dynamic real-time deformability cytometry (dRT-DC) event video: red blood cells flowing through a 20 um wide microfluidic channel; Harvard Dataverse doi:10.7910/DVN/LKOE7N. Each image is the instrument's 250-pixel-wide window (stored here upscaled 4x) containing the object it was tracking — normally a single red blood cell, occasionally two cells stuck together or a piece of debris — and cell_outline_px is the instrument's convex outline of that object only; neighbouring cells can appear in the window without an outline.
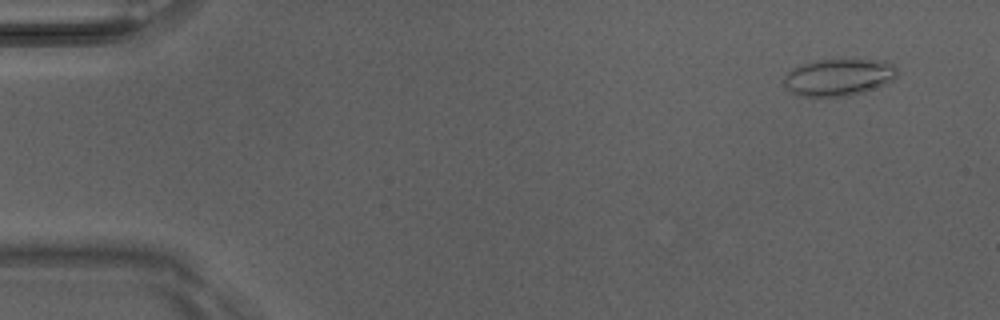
{"species": "Egyptian fruit bat (a non-hibernating species)", "species_latin": "Rousettus aegyptiacus", "temperature_condition": "room temperature", "stored_images_in_passage": 5, "camera_frame_rate_fps": 3000, "um_per_image_px": 0.085, "animal": {"sex": "male"}, "frame": {"image": 1, "passage_image": 1, "time_ms": 0.0, "image_size_px": [1000, 320], "cell_outline_px": [[896, 76], [892, 80], [884, 84], [864, 92], [852, 96], [800, 96], [784, 88], [784, 76], [792, 68], [800, 64], [816, 60], [852, 56], [884, 60], [892, 64], [896, 68]], "centroid_in_image_um": [71.29, 6.51], "position_along_channel_um": 13.7, "area_um2": 25.43}}